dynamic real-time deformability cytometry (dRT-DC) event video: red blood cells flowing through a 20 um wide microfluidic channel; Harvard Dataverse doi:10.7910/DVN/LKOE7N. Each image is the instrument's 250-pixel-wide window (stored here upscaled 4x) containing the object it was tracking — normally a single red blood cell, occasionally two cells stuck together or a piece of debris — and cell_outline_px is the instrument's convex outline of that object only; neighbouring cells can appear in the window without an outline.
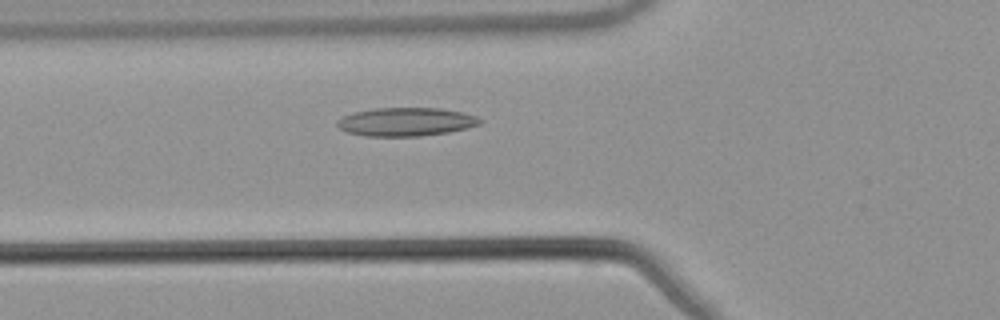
{"species": "common noctule bat (a hibernating species)", "species_latin": "Nyctalus noctula", "temperature_condition": "warm", "stored_images_in_passage": 49, "camera_frame_rate_fps": 3000, "um_per_image_px": 0.085, "animal": {"sex": "male", "body_mass_g": 21.5, "forearm_length_mm": 52.0}, "frame": {"image": 1, "passage_image": 15, "time_ms": 4.667, "image_size_px": [1000, 320], "cell_outline_px": [[484, 120], [480, 124], [468, 128], [448, 132], [420, 136], [364, 136], [348, 132], [340, 128], [336, 124], [336, 120], [352, 112], [372, 108], [440, 108], [464, 112], [476, 116]], "centroid_in_image_um": [34.52, 10.35], "position_along_channel_um": 91.3, "area_um2": 23.87}}
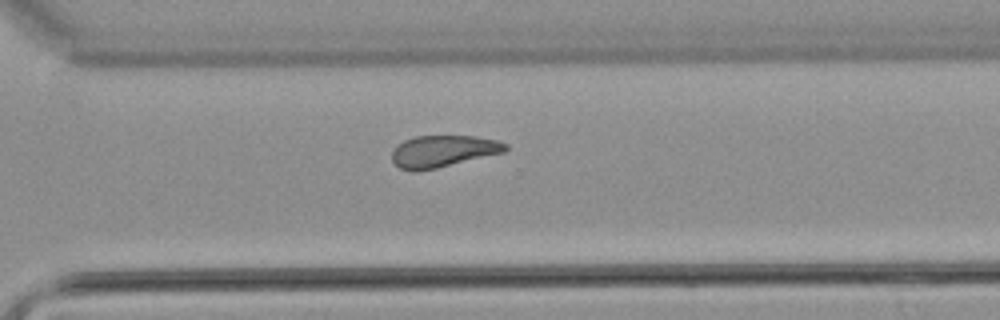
{"frame": {"image": 2, "passage_image": 34, "time_ms": 11.0, "image_size_px": [1000, 320], "cell_outline_px": [[508, 148], [504, 152], [436, 168], [416, 172], [412, 172], [400, 168], [392, 160], [392, 152], [404, 140], [416, 136], [476, 136], [496, 140], [508, 144]], "centroid_in_image_um": [37.66, 12.85], "position_along_channel_um": 332.9, "area_um2": 20.87}}
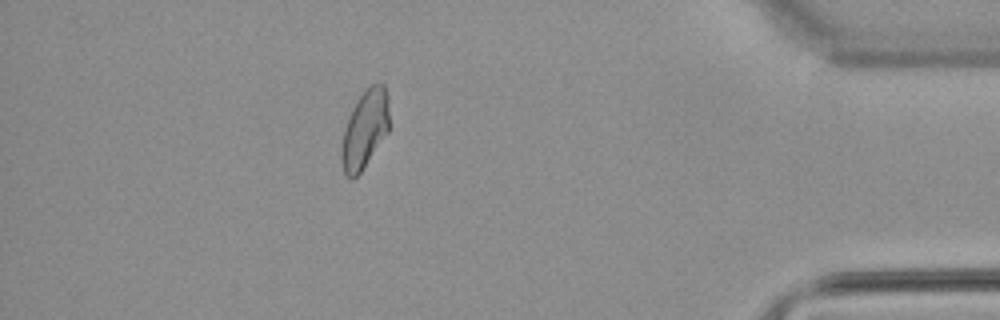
{"frame": {"image": 3, "passage_image": 43, "time_ms": 14.0, "image_size_px": [1000, 320], "cell_outline_px": [[388, 132], [360, 172], [352, 180], [344, 172], [340, 156], [340, 152], [344, 128], [352, 108], [356, 100], [364, 88], [368, 84], [384, 84], [388, 96]], "centroid_in_image_um": [30.99, 10.95], "position_along_channel_um": 404.2, "area_um2": 21.73}, "authors_computed_cell_mechanics": {"area_um2": 22.0796, "velocity_mm_per_s": 3.8119, "shape_relaxation_time_tau1_ms": null, "shape_relaxation_time_tau2_ms": 2.7634, "deformation_change_tau1": null, "deformation_change_tau2": 0.1095}}